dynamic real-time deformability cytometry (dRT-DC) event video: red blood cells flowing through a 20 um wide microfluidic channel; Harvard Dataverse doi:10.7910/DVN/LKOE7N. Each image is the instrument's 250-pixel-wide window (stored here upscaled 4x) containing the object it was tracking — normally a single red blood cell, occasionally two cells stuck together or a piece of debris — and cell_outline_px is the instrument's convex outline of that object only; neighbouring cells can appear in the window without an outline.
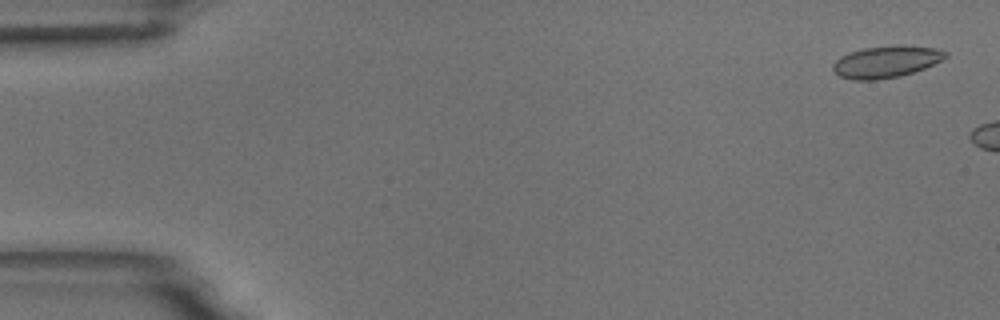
{"species": "common noctule bat (a hibernating species)", "species_latin": "Nyctalus noctula", "temperature_condition": "room temperature", "stored_images_in_passage": 7, "camera_frame_rate_fps": 3000, "um_per_image_px": 0.085, "animal": {"sex": "male", "body_mass_g": 18.8}, "frame": {"image": 1, "passage_image": 2, "time_ms": 0.333, "image_size_px": [1000, 320], "cell_outline_px": [[948, 56], [924, 68], [900, 76], [876, 80], [852, 80], [840, 76], [832, 68], [832, 64], [840, 56], [848, 52], [864, 48], [900, 44], [936, 48], [948, 52]], "centroid_in_image_um": [75.3, 5.23], "position_along_channel_um": 9.7, "area_um2": 20.92}}